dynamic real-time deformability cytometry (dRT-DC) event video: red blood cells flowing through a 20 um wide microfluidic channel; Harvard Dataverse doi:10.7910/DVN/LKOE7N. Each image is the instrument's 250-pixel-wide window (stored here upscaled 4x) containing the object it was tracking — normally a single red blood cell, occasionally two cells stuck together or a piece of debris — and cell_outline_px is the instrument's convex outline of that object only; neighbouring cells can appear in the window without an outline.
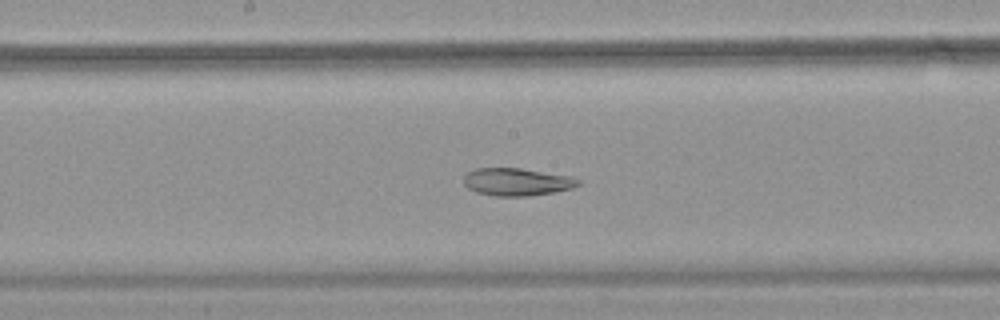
{"species": "common noctule bat (a hibernating species)", "species_latin": "Nyctalus noctula", "temperature_condition": "warm", "stored_images_in_passage": 54, "camera_frame_rate_fps": 3000, "um_per_image_px": 0.085, "animal": {"sex": "female", "body_mass_g": 18.4}, "frame": {"image": 1, "passage_image": 29, "time_ms": 9.333, "image_size_px": [1000, 320], "cell_outline_px": [[580, 184], [572, 188], [556, 192], [528, 196], [492, 196], [476, 192], [468, 188], [464, 184], [464, 176], [468, 172], [476, 168], [520, 168], [572, 176], [580, 180]], "centroid_in_image_um": [43.95, 15.46], "position_along_channel_um": 204.3, "area_um2": 18.55}}
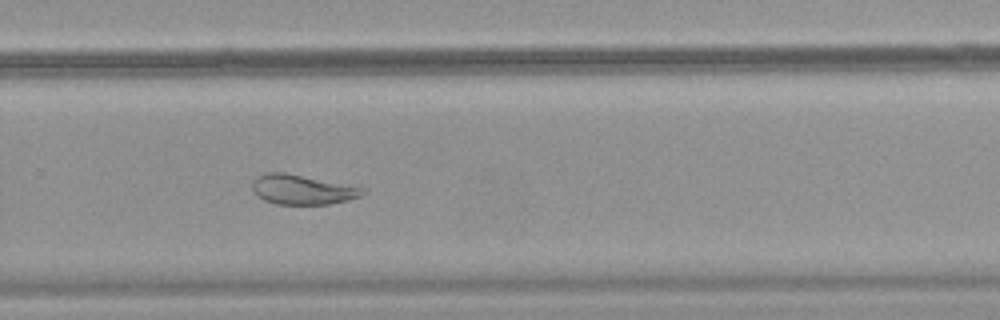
{"frame": {"image": 2, "passage_image": 37, "time_ms": 12.0, "image_size_px": [1000, 320], "cell_outline_px": [[368, 188], [360, 196], [348, 200], [328, 204], [276, 204], [264, 200], [256, 196], [252, 188], [252, 180], [256, 176], [264, 172], [284, 172]], "centroid_in_image_um": [25.66, 16.1], "position_along_channel_um": 304.1, "area_um2": 19.31}}
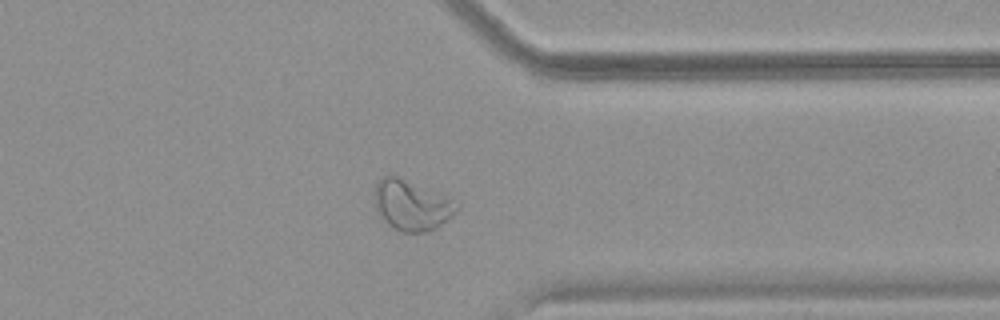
{"frame": {"image": 3, "passage_image": 43, "time_ms": 14.0, "image_size_px": [1000, 320], "cell_outline_px": [[460, 208], [436, 228], [428, 232], [400, 232], [392, 228], [376, 212], [376, 184], [384, 176], [392, 172], [448, 196], [460, 204]], "centroid_in_image_um": [35.01, 17.41], "position_along_channel_um": 376.4, "area_um2": 24.51}, "authors_computed_cell_mechanics": {"area_um2": 26.4435, "velocity_mm_per_s": 3.7568, "shape_relaxation_time_tau1_ms": null, "shape_relaxation_time_tau2_ms": 3.1483, "deformation_change_tau1": null, "deformation_change_tau2": 0.0782}}